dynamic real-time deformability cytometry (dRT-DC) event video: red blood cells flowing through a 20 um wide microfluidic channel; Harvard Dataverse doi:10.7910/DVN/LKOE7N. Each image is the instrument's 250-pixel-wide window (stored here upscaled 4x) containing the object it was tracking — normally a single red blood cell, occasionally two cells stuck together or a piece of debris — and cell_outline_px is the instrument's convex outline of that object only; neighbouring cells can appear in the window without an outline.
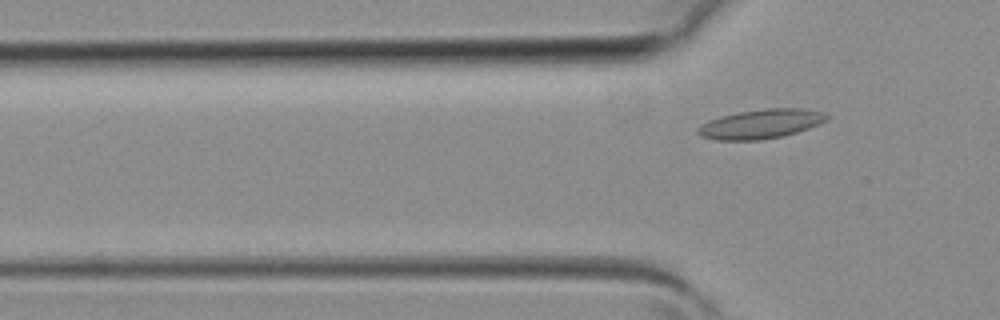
{"species": "common noctule bat (a hibernating species)", "species_latin": "Nyctalus noctula", "temperature_condition": "room temperature", "stored_images_in_passage": 4, "camera_frame_rate_fps": 3000, "um_per_image_px": 0.085, "animal": {"sex": "female", "body_mass_g": 19.3, "forearm_length_mm": 54.1}, "frame": {"image": 1, "passage_image": 4, "time_ms": 1.0, "image_size_px": [1000, 320], "cell_outline_px": [[828, 120], [808, 128], [784, 136], [760, 140], [716, 140], [700, 136], [696, 132], [696, 128], [708, 120], [720, 116], [736, 112], [764, 108], [804, 108], [824, 112], [828, 116]], "centroid_in_image_um": [64.65, 10.53], "position_along_channel_um": 61.2, "area_um2": 22.25}}